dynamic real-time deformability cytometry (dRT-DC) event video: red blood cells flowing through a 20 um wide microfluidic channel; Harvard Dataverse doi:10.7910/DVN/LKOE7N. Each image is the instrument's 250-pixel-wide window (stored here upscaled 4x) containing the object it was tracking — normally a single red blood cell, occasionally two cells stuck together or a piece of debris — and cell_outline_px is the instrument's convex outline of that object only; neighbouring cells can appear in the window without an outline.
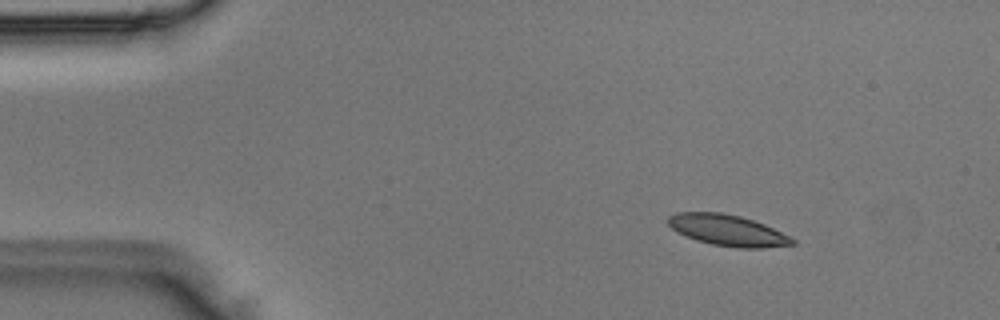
{"species": "Egyptian fruit bat (a non-hibernating species)", "species_latin": "Rousettus aegyptiacus", "temperature_condition": "room temperature", "stored_images_in_passage": 48, "camera_frame_rate_fps": 3000, "um_per_image_px": 0.085, "animal": {"sex": "male"}, "frame": {"image": 1, "passage_image": 6, "time_ms": 1.667, "image_size_px": [1000, 320], "cell_outline_px": [[796, 244], [764, 248], [736, 248], [712, 244], [696, 240], [676, 232], [668, 224], [668, 216], [676, 212], [720, 212], [740, 216], [764, 224], [796, 240]], "centroid_in_image_um": [61.82, 19.58], "position_along_channel_um": 23.2, "area_um2": 22.48}}
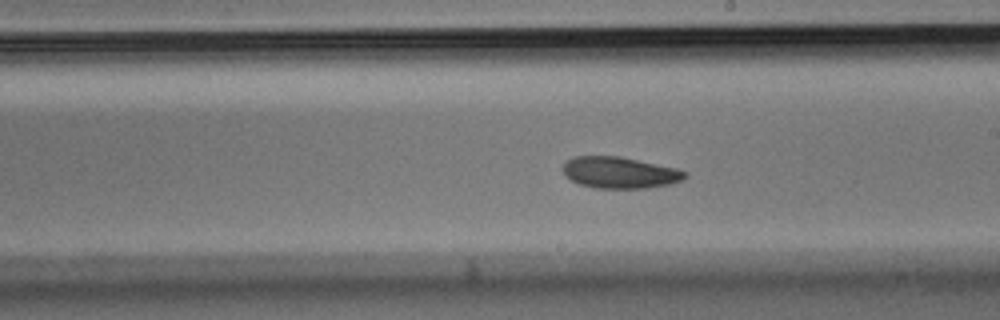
{"frame": {"image": 2, "passage_image": 27, "time_ms": 8.667, "image_size_px": [1000, 320], "cell_outline_px": [[688, 176], [684, 180], [672, 184], [648, 188], [596, 188], [580, 184], [572, 180], [564, 172], [564, 164], [572, 156], [620, 156], [676, 168], [688, 172]], "centroid_in_image_um": [52.75, 14.67], "position_along_channel_um": 236.3, "area_um2": 22.37}}
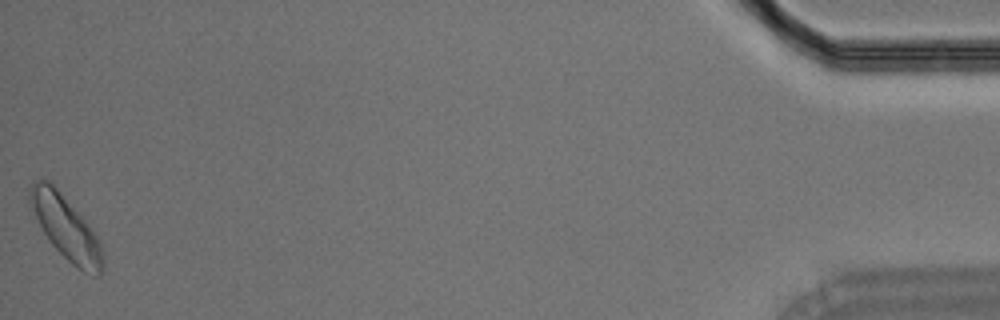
{"frame": {"image": 3, "passage_image": 48, "time_ms": 15.667, "image_size_px": [1000, 320], "cell_outline_px": [[104, 264], [100, 276], [96, 276], [84, 272], [72, 264], [52, 244], [28, 208], [28, 192], [32, 180], [48, 180], [84, 216], [100, 240], [104, 252]], "centroid_in_image_um": [5.61, 19.33], "position_along_channel_um": 429.6, "area_um2": 27.51}}